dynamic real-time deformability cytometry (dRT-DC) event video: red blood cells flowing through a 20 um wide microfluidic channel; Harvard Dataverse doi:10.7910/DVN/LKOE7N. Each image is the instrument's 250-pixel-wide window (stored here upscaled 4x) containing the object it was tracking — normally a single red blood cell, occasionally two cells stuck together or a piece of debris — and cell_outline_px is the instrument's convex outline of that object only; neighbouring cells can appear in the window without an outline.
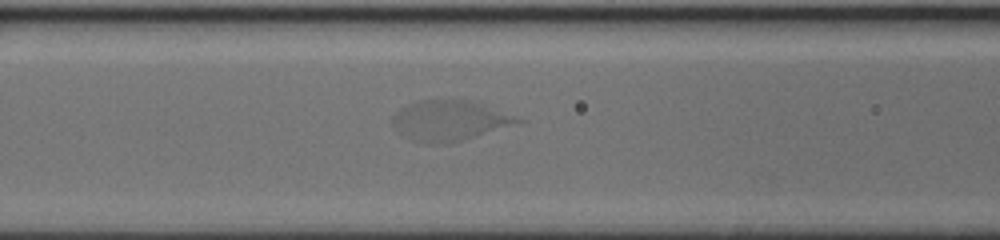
{"species": "human", "species_latin": "Homo sapiens", "temperature_condition": "cold", "stored_images_in_passage": 33, "camera_frame_rate_fps": 3000, "um_per_image_px": 0.085, "donor": {"sex": "female"}, "frame": {"image": 1, "passage_image": 15, "time_ms": 4.667, "image_size_px": [1000, 240], "cell_outline_px": [[528, 120], [460, 140], [444, 144], [428, 144], [408, 136], [400, 132], [392, 124], [392, 120], [396, 112], [400, 108], [408, 104], [420, 100], [472, 100]], "centroid_in_image_um": [38.23, 10.22], "position_along_channel_um": 128.4, "area_um2": 28.73}}
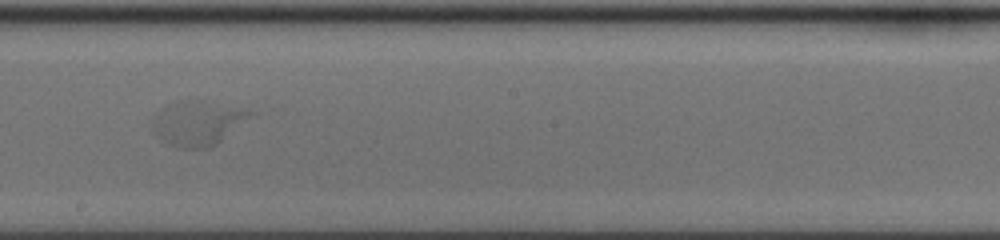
{"frame": {"image": 2, "passage_image": 24, "time_ms": 7.667, "image_size_px": [1000, 240], "cell_outline_px": [[260, 112], [216, 144], [208, 148], [180, 148], [168, 144], [152, 132], [152, 120], [156, 112], [168, 104], [180, 100], [204, 100]], "centroid_in_image_um": [16.84, 10.44], "position_along_channel_um": 231.4, "area_um2": 25.89}}
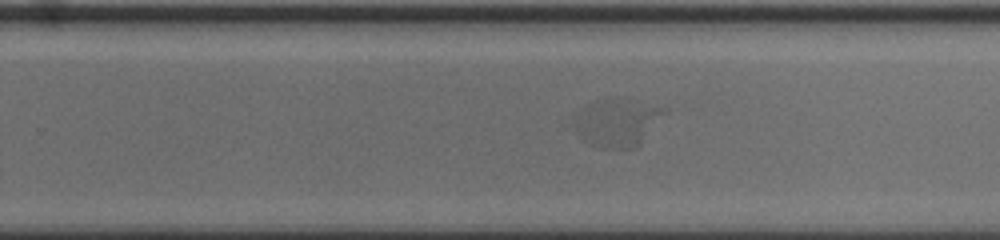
{"frame": {"image": 3, "passage_image": 28, "time_ms": 9.0, "image_size_px": [1000, 240], "cell_outline_px": [[668, 112], [640, 144], [636, 148], [600, 148], [584, 140], [584, 108], [588, 104], [608, 96], [668, 108]], "centroid_in_image_um": [52.71, 10.4], "position_along_channel_um": 277.1, "area_um2": 23.52}}